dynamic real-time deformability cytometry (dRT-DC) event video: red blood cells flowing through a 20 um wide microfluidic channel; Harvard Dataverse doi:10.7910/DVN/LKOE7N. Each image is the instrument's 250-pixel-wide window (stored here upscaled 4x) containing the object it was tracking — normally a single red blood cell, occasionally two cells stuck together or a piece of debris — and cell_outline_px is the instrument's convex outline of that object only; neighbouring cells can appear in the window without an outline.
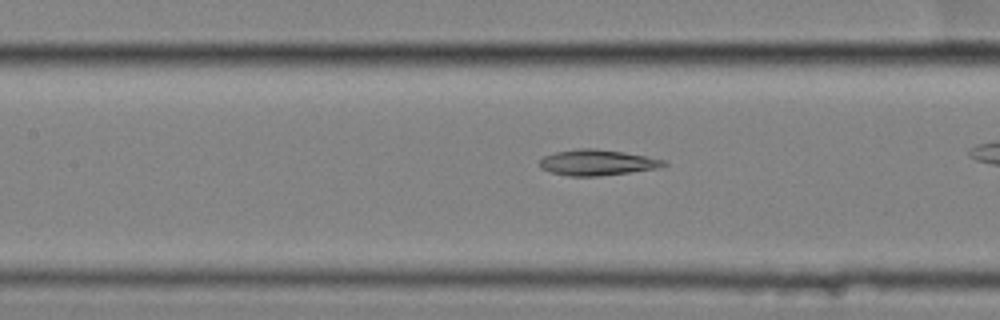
{"species": "common noctule bat (a hibernating species)", "species_latin": "Nyctalus noctula", "temperature_condition": "cold", "stored_images_in_passage": 38, "camera_frame_rate_fps": 3000, "um_per_image_px": 0.085, "animal": {"sex": "female", "body_mass_g": 25.1}, "frame": {"image": 1, "passage_image": 12, "time_ms": 3.667, "image_size_px": [1000, 320], "cell_outline_px": [[668, 164], [656, 168], [600, 176], [568, 176], [552, 172], [540, 168], [540, 160], [544, 156], [556, 152], [576, 148], [596, 148], [624, 152], [664, 160]], "centroid_in_image_um": [50.72, 13.8], "position_along_channel_um": 156.7, "area_um2": 18.44}, "authors_computed_cell_mechanics": {"area_um2": 17.918, "velocity_mm_per_s": 3.5468, "shape_relaxation_time_tau1_ms": 4.6078, "shape_relaxation_time_tau2_ms": 5.2598, "deformation_change_tau1": 0.115, "deformation_change_tau2": 0.1353}}